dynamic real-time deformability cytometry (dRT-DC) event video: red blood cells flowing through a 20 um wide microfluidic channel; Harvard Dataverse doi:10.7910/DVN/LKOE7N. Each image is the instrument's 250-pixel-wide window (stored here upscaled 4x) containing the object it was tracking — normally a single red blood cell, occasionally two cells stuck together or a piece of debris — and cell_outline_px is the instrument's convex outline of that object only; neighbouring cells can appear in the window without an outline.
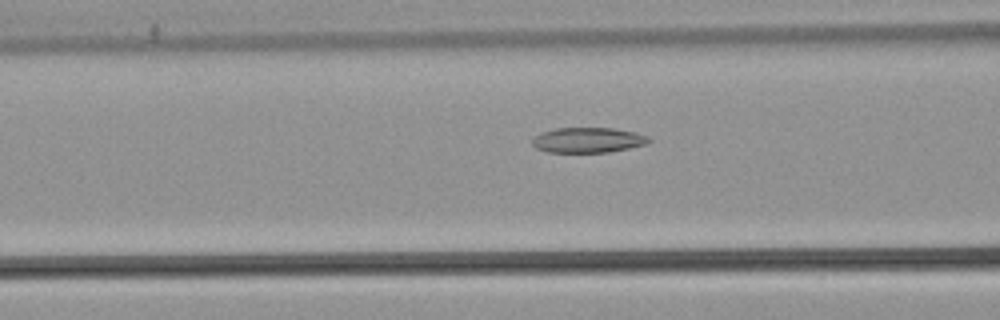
{"species": "common noctule bat (a hibernating species)", "species_latin": "Nyctalus noctula", "temperature_condition": "warm", "stored_images_in_passage": 53, "camera_frame_rate_fps": 3000, "um_per_image_px": 0.085, "animal": {"sex": "male", "body_mass_g": 21.5, "forearm_length_mm": 52.0}, "frame": {"image": 1, "passage_image": 22, "time_ms": 7.0, "image_size_px": [1000, 320], "cell_outline_px": [[652, 140], [644, 144], [628, 148], [608, 152], [548, 152], [536, 148], [532, 144], [532, 140], [536, 136], [544, 132], [556, 128], [612, 128], [636, 132], [648, 136]], "centroid_in_image_um": [49.99, 11.9], "position_along_channel_um": 116.6, "area_um2": 16.94}}
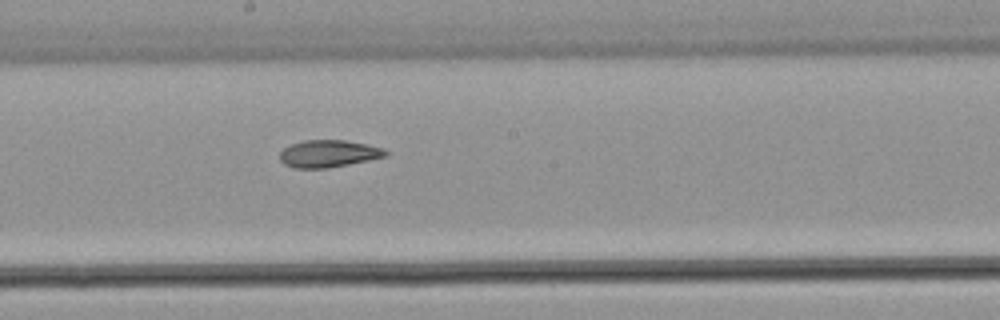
{"frame": {"image": 2, "passage_image": 30, "time_ms": 9.667, "image_size_px": [1000, 320], "cell_outline_px": [[388, 156], [328, 168], [292, 168], [284, 164], [280, 160], [280, 152], [284, 148], [292, 144], [304, 140], [344, 140], [384, 148], [388, 152]], "centroid_in_image_um": [27.91, 13.06], "position_along_channel_um": 220.3, "area_um2": 16.7}}
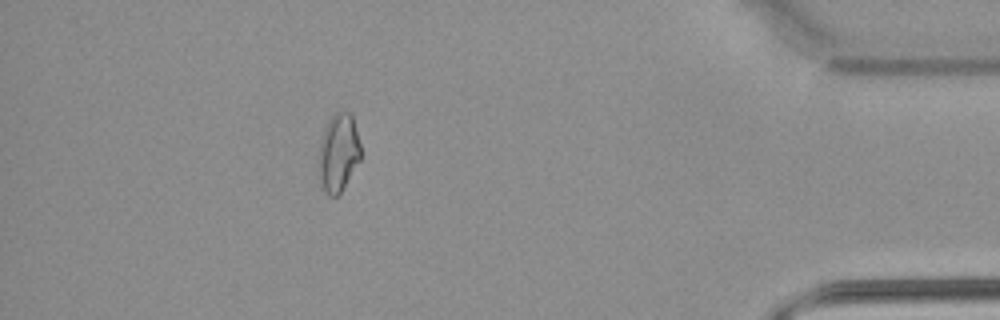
{"frame": {"image": 3, "passage_image": 48, "time_ms": 15.667, "image_size_px": [1000, 320], "cell_outline_px": [[360, 160], [340, 192], [336, 196], [328, 196], [324, 192], [316, 176], [316, 160], [320, 140], [324, 128], [328, 120], [336, 112], [348, 112], [352, 116], [360, 144]], "centroid_in_image_um": [28.68, 13.03], "position_along_channel_um": 406.5, "area_um2": 19.59}, "authors_computed_cell_mechanics": {"area_um2": 18.9584, "velocity_mm_per_s": 3.8938, "shape_relaxation_time_tau1_ms": null, "shape_relaxation_time_tau2_ms": 4.5956, "deformation_change_tau1": null, "deformation_change_tau2": 0.1212}}